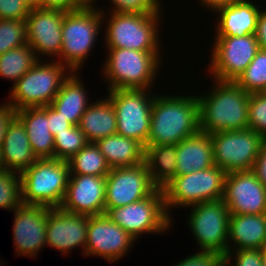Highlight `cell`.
<instances>
[{
    "mask_svg": "<svg viewBox=\"0 0 266 266\" xmlns=\"http://www.w3.org/2000/svg\"><path fill=\"white\" fill-rule=\"evenodd\" d=\"M170 95L155 93L146 146L178 144L200 131L198 95Z\"/></svg>",
    "mask_w": 266,
    "mask_h": 266,
    "instance_id": "6da1fadb",
    "label": "cell"
},
{
    "mask_svg": "<svg viewBox=\"0 0 266 266\" xmlns=\"http://www.w3.org/2000/svg\"><path fill=\"white\" fill-rule=\"evenodd\" d=\"M216 82L198 97L199 127L204 133L248 129L250 93L233 81Z\"/></svg>",
    "mask_w": 266,
    "mask_h": 266,
    "instance_id": "7a4b0ae2",
    "label": "cell"
},
{
    "mask_svg": "<svg viewBox=\"0 0 266 266\" xmlns=\"http://www.w3.org/2000/svg\"><path fill=\"white\" fill-rule=\"evenodd\" d=\"M103 76L108 91L117 89L152 90L162 62L161 52H141L133 49L106 48Z\"/></svg>",
    "mask_w": 266,
    "mask_h": 266,
    "instance_id": "3957f363",
    "label": "cell"
},
{
    "mask_svg": "<svg viewBox=\"0 0 266 266\" xmlns=\"http://www.w3.org/2000/svg\"><path fill=\"white\" fill-rule=\"evenodd\" d=\"M80 7L67 11L62 22V48L58 57L71 71L79 72L96 40L105 11L100 7ZM105 16V17H104Z\"/></svg>",
    "mask_w": 266,
    "mask_h": 266,
    "instance_id": "277c9868",
    "label": "cell"
},
{
    "mask_svg": "<svg viewBox=\"0 0 266 266\" xmlns=\"http://www.w3.org/2000/svg\"><path fill=\"white\" fill-rule=\"evenodd\" d=\"M69 176L67 161L56 158L37 159L20 173L23 204L59 208Z\"/></svg>",
    "mask_w": 266,
    "mask_h": 266,
    "instance_id": "5b68a950",
    "label": "cell"
},
{
    "mask_svg": "<svg viewBox=\"0 0 266 266\" xmlns=\"http://www.w3.org/2000/svg\"><path fill=\"white\" fill-rule=\"evenodd\" d=\"M39 60L29 71L12 85L7 103L16 111L50 105L63 81L72 72L59 61L43 63ZM67 70V71H66ZM67 72V73H65Z\"/></svg>",
    "mask_w": 266,
    "mask_h": 266,
    "instance_id": "8992f818",
    "label": "cell"
},
{
    "mask_svg": "<svg viewBox=\"0 0 266 266\" xmlns=\"http://www.w3.org/2000/svg\"><path fill=\"white\" fill-rule=\"evenodd\" d=\"M105 28V48L161 52L159 26L161 14L115 13L110 11Z\"/></svg>",
    "mask_w": 266,
    "mask_h": 266,
    "instance_id": "52a82bcc",
    "label": "cell"
},
{
    "mask_svg": "<svg viewBox=\"0 0 266 266\" xmlns=\"http://www.w3.org/2000/svg\"><path fill=\"white\" fill-rule=\"evenodd\" d=\"M226 173L216 165L213 167L175 176L164 188L165 207L172 218L169 209L190 207L223 199L224 179Z\"/></svg>",
    "mask_w": 266,
    "mask_h": 266,
    "instance_id": "ba28073f",
    "label": "cell"
},
{
    "mask_svg": "<svg viewBox=\"0 0 266 266\" xmlns=\"http://www.w3.org/2000/svg\"><path fill=\"white\" fill-rule=\"evenodd\" d=\"M105 213L135 240L144 233L160 235L170 229L173 222L166 211L164 191L159 188L140 201L105 209Z\"/></svg>",
    "mask_w": 266,
    "mask_h": 266,
    "instance_id": "9c48e42d",
    "label": "cell"
},
{
    "mask_svg": "<svg viewBox=\"0 0 266 266\" xmlns=\"http://www.w3.org/2000/svg\"><path fill=\"white\" fill-rule=\"evenodd\" d=\"M107 93L117 116V134L136 139L145 147L155 94L150 95L149 89H117Z\"/></svg>",
    "mask_w": 266,
    "mask_h": 266,
    "instance_id": "30bf717a",
    "label": "cell"
},
{
    "mask_svg": "<svg viewBox=\"0 0 266 266\" xmlns=\"http://www.w3.org/2000/svg\"><path fill=\"white\" fill-rule=\"evenodd\" d=\"M214 164L226 174L253 170L265 138L252 129L211 133Z\"/></svg>",
    "mask_w": 266,
    "mask_h": 266,
    "instance_id": "8fae6325",
    "label": "cell"
},
{
    "mask_svg": "<svg viewBox=\"0 0 266 266\" xmlns=\"http://www.w3.org/2000/svg\"><path fill=\"white\" fill-rule=\"evenodd\" d=\"M188 225L200 251H211L225 257L228 253L230 213L223 199L191 205Z\"/></svg>",
    "mask_w": 266,
    "mask_h": 266,
    "instance_id": "7c38bea8",
    "label": "cell"
},
{
    "mask_svg": "<svg viewBox=\"0 0 266 266\" xmlns=\"http://www.w3.org/2000/svg\"><path fill=\"white\" fill-rule=\"evenodd\" d=\"M211 51L209 75L213 80L233 81L244 72L260 49L255 34L215 36Z\"/></svg>",
    "mask_w": 266,
    "mask_h": 266,
    "instance_id": "4fadbf2b",
    "label": "cell"
},
{
    "mask_svg": "<svg viewBox=\"0 0 266 266\" xmlns=\"http://www.w3.org/2000/svg\"><path fill=\"white\" fill-rule=\"evenodd\" d=\"M156 189L145 161L135 166L112 168L106 176L105 209L140 201Z\"/></svg>",
    "mask_w": 266,
    "mask_h": 266,
    "instance_id": "5bb4252c",
    "label": "cell"
},
{
    "mask_svg": "<svg viewBox=\"0 0 266 266\" xmlns=\"http://www.w3.org/2000/svg\"><path fill=\"white\" fill-rule=\"evenodd\" d=\"M85 256H101L115 262L126 256L136 240L106 213L88 216Z\"/></svg>",
    "mask_w": 266,
    "mask_h": 266,
    "instance_id": "9a60e30c",
    "label": "cell"
},
{
    "mask_svg": "<svg viewBox=\"0 0 266 266\" xmlns=\"http://www.w3.org/2000/svg\"><path fill=\"white\" fill-rule=\"evenodd\" d=\"M223 200L230 214L266 213V187L253 170L227 173Z\"/></svg>",
    "mask_w": 266,
    "mask_h": 266,
    "instance_id": "2e32d148",
    "label": "cell"
},
{
    "mask_svg": "<svg viewBox=\"0 0 266 266\" xmlns=\"http://www.w3.org/2000/svg\"><path fill=\"white\" fill-rule=\"evenodd\" d=\"M65 11L32 6L26 18L27 43L37 58L59 57L62 48V22ZM40 55V56H39Z\"/></svg>",
    "mask_w": 266,
    "mask_h": 266,
    "instance_id": "e0dca14e",
    "label": "cell"
},
{
    "mask_svg": "<svg viewBox=\"0 0 266 266\" xmlns=\"http://www.w3.org/2000/svg\"><path fill=\"white\" fill-rule=\"evenodd\" d=\"M50 207L20 205L13 213V243L18 256L35 257L46 245L47 213Z\"/></svg>",
    "mask_w": 266,
    "mask_h": 266,
    "instance_id": "ac0fdd59",
    "label": "cell"
},
{
    "mask_svg": "<svg viewBox=\"0 0 266 266\" xmlns=\"http://www.w3.org/2000/svg\"><path fill=\"white\" fill-rule=\"evenodd\" d=\"M106 176L70 174L59 208L75 214L95 216L105 213Z\"/></svg>",
    "mask_w": 266,
    "mask_h": 266,
    "instance_id": "d6986e66",
    "label": "cell"
},
{
    "mask_svg": "<svg viewBox=\"0 0 266 266\" xmlns=\"http://www.w3.org/2000/svg\"><path fill=\"white\" fill-rule=\"evenodd\" d=\"M87 227L88 216L50 208L47 213L46 245L66 255L73 248L82 246V254L85 255Z\"/></svg>",
    "mask_w": 266,
    "mask_h": 266,
    "instance_id": "ffe728a7",
    "label": "cell"
},
{
    "mask_svg": "<svg viewBox=\"0 0 266 266\" xmlns=\"http://www.w3.org/2000/svg\"><path fill=\"white\" fill-rule=\"evenodd\" d=\"M262 7L252 0H239L216 10V36H245L255 34ZM218 25V26H217Z\"/></svg>",
    "mask_w": 266,
    "mask_h": 266,
    "instance_id": "44dd1931",
    "label": "cell"
},
{
    "mask_svg": "<svg viewBox=\"0 0 266 266\" xmlns=\"http://www.w3.org/2000/svg\"><path fill=\"white\" fill-rule=\"evenodd\" d=\"M265 244L266 213L230 215L228 252H233L234 250L261 249Z\"/></svg>",
    "mask_w": 266,
    "mask_h": 266,
    "instance_id": "7402d4cb",
    "label": "cell"
},
{
    "mask_svg": "<svg viewBox=\"0 0 266 266\" xmlns=\"http://www.w3.org/2000/svg\"><path fill=\"white\" fill-rule=\"evenodd\" d=\"M214 165L209 133L199 131L177 144L176 176L204 170Z\"/></svg>",
    "mask_w": 266,
    "mask_h": 266,
    "instance_id": "603a6c76",
    "label": "cell"
},
{
    "mask_svg": "<svg viewBox=\"0 0 266 266\" xmlns=\"http://www.w3.org/2000/svg\"><path fill=\"white\" fill-rule=\"evenodd\" d=\"M1 153L6 170L17 173H22L37 160L31 149L26 129L17 117L7 127Z\"/></svg>",
    "mask_w": 266,
    "mask_h": 266,
    "instance_id": "cb8c5ba5",
    "label": "cell"
},
{
    "mask_svg": "<svg viewBox=\"0 0 266 266\" xmlns=\"http://www.w3.org/2000/svg\"><path fill=\"white\" fill-rule=\"evenodd\" d=\"M24 125L29 143L37 159L54 158V136L49 130L47 113L41 107L16 111Z\"/></svg>",
    "mask_w": 266,
    "mask_h": 266,
    "instance_id": "d4e9b609",
    "label": "cell"
},
{
    "mask_svg": "<svg viewBox=\"0 0 266 266\" xmlns=\"http://www.w3.org/2000/svg\"><path fill=\"white\" fill-rule=\"evenodd\" d=\"M78 127L84 133L88 143L117 133V116L111 100L107 97L90 103L80 118Z\"/></svg>",
    "mask_w": 266,
    "mask_h": 266,
    "instance_id": "484cf974",
    "label": "cell"
},
{
    "mask_svg": "<svg viewBox=\"0 0 266 266\" xmlns=\"http://www.w3.org/2000/svg\"><path fill=\"white\" fill-rule=\"evenodd\" d=\"M78 73L74 71L70 73L50 104L72 125L79 124L80 118L89 107L88 93Z\"/></svg>",
    "mask_w": 266,
    "mask_h": 266,
    "instance_id": "4316f807",
    "label": "cell"
},
{
    "mask_svg": "<svg viewBox=\"0 0 266 266\" xmlns=\"http://www.w3.org/2000/svg\"><path fill=\"white\" fill-rule=\"evenodd\" d=\"M109 167H130L144 162V146L136 139L113 134L95 143Z\"/></svg>",
    "mask_w": 266,
    "mask_h": 266,
    "instance_id": "83f0119b",
    "label": "cell"
},
{
    "mask_svg": "<svg viewBox=\"0 0 266 266\" xmlns=\"http://www.w3.org/2000/svg\"><path fill=\"white\" fill-rule=\"evenodd\" d=\"M144 161L153 184L163 189L176 176L177 144L145 146Z\"/></svg>",
    "mask_w": 266,
    "mask_h": 266,
    "instance_id": "f1b7e54d",
    "label": "cell"
},
{
    "mask_svg": "<svg viewBox=\"0 0 266 266\" xmlns=\"http://www.w3.org/2000/svg\"><path fill=\"white\" fill-rule=\"evenodd\" d=\"M38 61L34 50L28 44L11 49L0 55V77L13 80L14 85Z\"/></svg>",
    "mask_w": 266,
    "mask_h": 266,
    "instance_id": "f546056e",
    "label": "cell"
},
{
    "mask_svg": "<svg viewBox=\"0 0 266 266\" xmlns=\"http://www.w3.org/2000/svg\"><path fill=\"white\" fill-rule=\"evenodd\" d=\"M67 162L70 174L107 176L111 170L95 143H88Z\"/></svg>",
    "mask_w": 266,
    "mask_h": 266,
    "instance_id": "4dcf8cb0",
    "label": "cell"
},
{
    "mask_svg": "<svg viewBox=\"0 0 266 266\" xmlns=\"http://www.w3.org/2000/svg\"><path fill=\"white\" fill-rule=\"evenodd\" d=\"M235 83L244 91L253 94L266 92V50L259 49Z\"/></svg>",
    "mask_w": 266,
    "mask_h": 266,
    "instance_id": "1f68e13d",
    "label": "cell"
},
{
    "mask_svg": "<svg viewBox=\"0 0 266 266\" xmlns=\"http://www.w3.org/2000/svg\"><path fill=\"white\" fill-rule=\"evenodd\" d=\"M87 144L84 133L78 125H73L67 131L54 135V158L68 161Z\"/></svg>",
    "mask_w": 266,
    "mask_h": 266,
    "instance_id": "d6a6232c",
    "label": "cell"
},
{
    "mask_svg": "<svg viewBox=\"0 0 266 266\" xmlns=\"http://www.w3.org/2000/svg\"><path fill=\"white\" fill-rule=\"evenodd\" d=\"M22 204L20 173L0 171V208L14 211Z\"/></svg>",
    "mask_w": 266,
    "mask_h": 266,
    "instance_id": "836d02e7",
    "label": "cell"
},
{
    "mask_svg": "<svg viewBox=\"0 0 266 266\" xmlns=\"http://www.w3.org/2000/svg\"><path fill=\"white\" fill-rule=\"evenodd\" d=\"M26 44V20L0 19V55Z\"/></svg>",
    "mask_w": 266,
    "mask_h": 266,
    "instance_id": "e575fe53",
    "label": "cell"
},
{
    "mask_svg": "<svg viewBox=\"0 0 266 266\" xmlns=\"http://www.w3.org/2000/svg\"><path fill=\"white\" fill-rule=\"evenodd\" d=\"M248 129L266 139V92L253 93L249 97Z\"/></svg>",
    "mask_w": 266,
    "mask_h": 266,
    "instance_id": "d590c367",
    "label": "cell"
},
{
    "mask_svg": "<svg viewBox=\"0 0 266 266\" xmlns=\"http://www.w3.org/2000/svg\"><path fill=\"white\" fill-rule=\"evenodd\" d=\"M115 13L160 14L162 3L159 0H109Z\"/></svg>",
    "mask_w": 266,
    "mask_h": 266,
    "instance_id": "8d00e7d4",
    "label": "cell"
},
{
    "mask_svg": "<svg viewBox=\"0 0 266 266\" xmlns=\"http://www.w3.org/2000/svg\"><path fill=\"white\" fill-rule=\"evenodd\" d=\"M31 7L26 0H0V19L26 20Z\"/></svg>",
    "mask_w": 266,
    "mask_h": 266,
    "instance_id": "74e56055",
    "label": "cell"
},
{
    "mask_svg": "<svg viewBox=\"0 0 266 266\" xmlns=\"http://www.w3.org/2000/svg\"><path fill=\"white\" fill-rule=\"evenodd\" d=\"M174 266H225V258L219 253L199 250Z\"/></svg>",
    "mask_w": 266,
    "mask_h": 266,
    "instance_id": "f35d334b",
    "label": "cell"
},
{
    "mask_svg": "<svg viewBox=\"0 0 266 266\" xmlns=\"http://www.w3.org/2000/svg\"><path fill=\"white\" fill-rule=\"evenodd\" d=\"M235 255L228 252L225 258V266H263L260 249L235 250ZM232 255V256H231ZM235 256V260L233 257ZM234 264H230L231 262Z\"/></svg>",
    "mask_w": 266,
    "mask_h": 266,
    "instance_id": "ab89813d",
    "label": "cell"
},
{
    "mask_svg": "<svg viewBox=\"0 0 266 266\" xmlns=\"http://www.w3.org/2000/svg\"><path fill=\"white\" fill-rule=\"evenodd\" d=\"M46 113L49 120V130L54 136L56 133L67 131L73 125L60 115L51 105L41 107Z\"/></svg>",
    "mask_w": 266,
    "mask_h": 266,
    "instance_id": "60d3db41",
    "label": "cell"
},
{
    "mask_svg": "<svg viewBox=\"0 0 266 266\" xmlns=\"http://www.w3.org/2000/svg\"><path fill=\"white\" fill-rule=\"evenodd\" d=\"M16 117V110L7 101L0 105V148L2 147L4 137L9 123Z\"/></svg>",
    "mask_w": 266,
    "mask_h": 266,
    "instance_id": "b9f144b4",
    "label": "cell"
},
{
    "mask_svg": "<svg viewBox=\"0 0 266 266\" xmlns=\"http://www.w3.org/2000/svg\"><path fill=\"white\" fill-rule=\"evenodd\" d=\"M36 6L65 12L80 8L75 0H40Z\"/></svg>",
    "mask_w": 266,
    "mask_h": 266,
    "instance_id": "7bdbcfd3",
    "label": "cell"
},
{
    "mask_svg": "<svg viewBox=\"0 0 266 266\" xmlns=\"http://www.w3.org/2000/svg\"><path fill=\"white\" fill-rule=\"evenodd\" d=\"M259 181L266 187V139L263 141L259 155L253 167Z\"/></svg>",
    "mask_w": 266,
    "mask_h": 266,
    "instance_id": "ee69618b",
    "label": "cell"
},
{
    "mask_svg": "<svg viewBox=\"0 0 266 266\" xmlns=\"http://www.w3.org/2000/svg\"><path fill=\"white\" fill-rule=\"evenodd\" d=\"M255 37L259 47L266 50V9L261 10L258 16Z\"/></svg>",
    "mask_w": 266,
    "mask_h": 266,
    "instance_id": "f6af8a7d",
    "label": "cell"
},
{
    "mask_svg": "<svg viewBox=\"0 0 266 266\" xmlns=\"http://www.w3.org/2000/svg\"><path fill=\"white\" fill-rule=\"evenodd\" d=\"M199 1L202 3V5H204L203 7L212 9L210 11L211 12L213 11L215 13V11L220 9L221 7L228 6L239 0H199Z\"/></svg>",
    "mask_w": 266,
    "mask_h": 266,
    "instance_id": "bcb514c9",
    "label": "cell"
},
{
    "mask_svg": "<svg viewBox=\"0 0 266 266\" xmlns=\"http://www.w3.org/2000/svg\"><path fill=\"white\" fill-rule=\"evenodd\" d=\"M75 1L80 7H95L94 2H96L97 0H75Z\"/></svg>",
    "mask_w": 266,
    "mask_h": 266,
    "instance_id": "7dc6e473",
    "label": "cell"
},
{
    "mask_svg": "<svg viewBox=\"0 0 266 266\" xmlns=\"http://www.w3.org/2000/svg\"><path fill=\"white\" fill-rule=\"evenodd\" d=\"M263 266H266V244L260 249Z\"/></svg>",
    "mask_w": 266,
    "mask_h": 266,
    "instance_id": "c3c4849f",
    "label": "cell"
},
{
    "mask_svg": "<svg viewBox=\"0 0 266 266\" xmlns=\"http://www.w3.org/2000/svg\"><path fill=\"white\" fill-rule=\"evenodd\" d=\"M6 170L3 160H2V153H1V148H0V171Z\"/></svg>",
    "mask_w": 266,
    "mask_h": 266,
    "instance_id": "681fc988",
    "label": "cell"
},
{
    "mask_svg": "<svg viewBox=\"0 0 266 266\" xmlns=\"http://www.w3.org/2000/svg\"><path fill=\"white\" fill-rule=\"evenodd\" d=\"M26 1L32 6H36L40 2V0H26Z\"/></svg>",
    "mask_w": 266,
    "mask_h": 266,
    "instance_id": "f907efd6",
    "label": "cell"
}]
</instances>
